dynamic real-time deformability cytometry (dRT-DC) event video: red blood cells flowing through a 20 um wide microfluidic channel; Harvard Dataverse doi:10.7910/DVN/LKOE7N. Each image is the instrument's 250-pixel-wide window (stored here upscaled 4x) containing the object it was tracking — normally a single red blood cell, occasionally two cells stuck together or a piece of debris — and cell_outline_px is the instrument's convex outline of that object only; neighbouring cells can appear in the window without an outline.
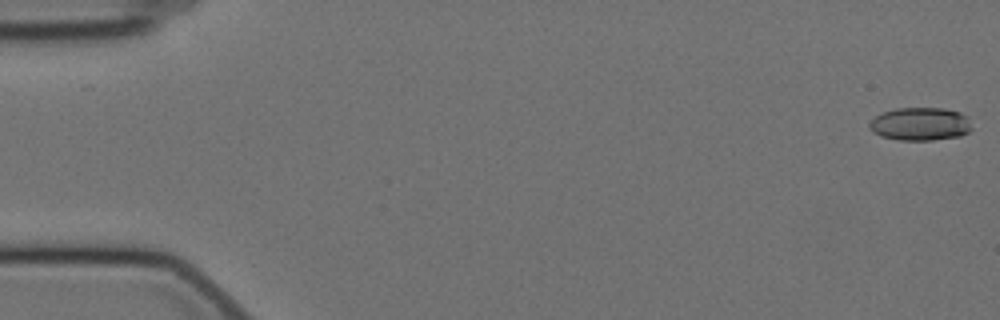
{"species": "Egyptian fruit bat (a non-hibernating species)", "species_latin": "Rousettus aegyptiacus", "temperature_condition": "cold", "stored_images_in_passage": 16, "camera_frame_rate_fps": 3000, "um_per_image_px": 0.085, "animal": {"sex": "female"}, "frame": {"image": 1, "passage_image": 1, "time_ms": 0.0, "image_size_px": [1000, 320], "cell_outline_px": [[972, 128], [968, 132], [960, 136], [932, 140], [900, 140], [880, 136], [868, 128], [868, 124], [876, 116], [884, 112], [896, 108], [944, 108], [960, 112], [968, 116]], "centroid_in_image_um": [78.24, 10.54], "position_along_channel_um": 6.8, "area_um2": 19.83}}